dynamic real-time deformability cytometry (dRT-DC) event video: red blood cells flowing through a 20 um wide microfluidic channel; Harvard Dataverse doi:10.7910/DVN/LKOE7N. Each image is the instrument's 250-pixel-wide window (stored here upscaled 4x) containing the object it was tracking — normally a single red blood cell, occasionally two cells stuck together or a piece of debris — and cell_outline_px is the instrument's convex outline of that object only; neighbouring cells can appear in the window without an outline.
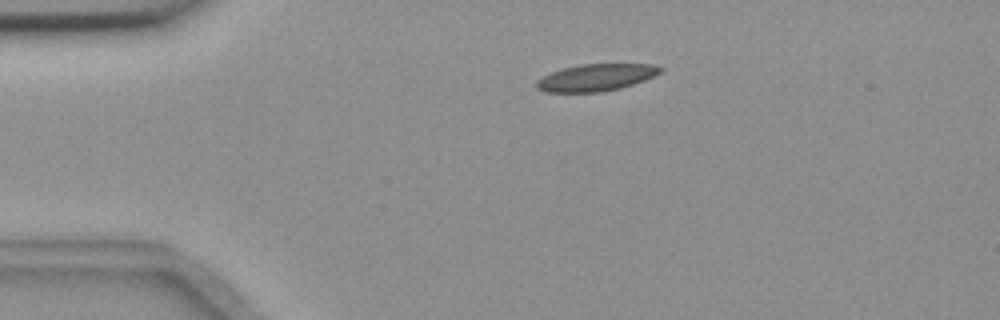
{"species": "common noctule bat (a hibernating species)", "species_latin": "Nyctalus noctula", "temperature_condition": "room temperature", "stored_images_in_passage": 46, "camera_frame_rate_fps": 3000, "um_per_image_px": 0.085, "animal": {"sex": "female", "body_mass_g": 18.4}, "frame": {"image": 1, "passage_image": 2, "time_ms": 0.333, "image_size_px": [1000, 320], "cell_outline_px": [[664, 68], [660, 72], [644, 80], [620, 88], [600, 92], [544, 92], [536, 88], [536, 80], [552, 72], [564, 68], [580, 64], [652, 64]], "centroid_in_image_um": [50.63, 6.59], "position_along_channel_um": 34.4, "area_um2": 19.31}}
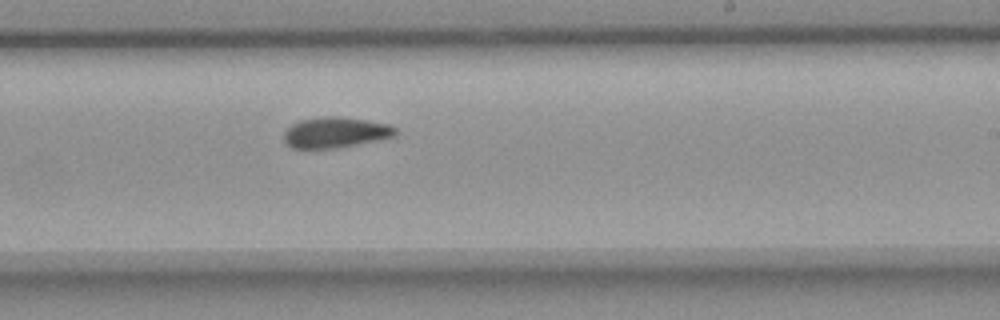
{"frame": {"image": 2, "passage_image": 24, "time_ms": 7.667, "image_size_px": [1000, 320], "cell_outline_px": [[396, 132], [392, 136], [380, 140], [336, 148], [292, 148], [284, 140], [284, 132], [292, 124], [300, 120], [324, 116], [340, 116], [388, 124], [396, 128]], "centroid_in_image_um": [28.5, 11.25], "position_along_channel_um": 260.5, "area_um2": 19.77}}
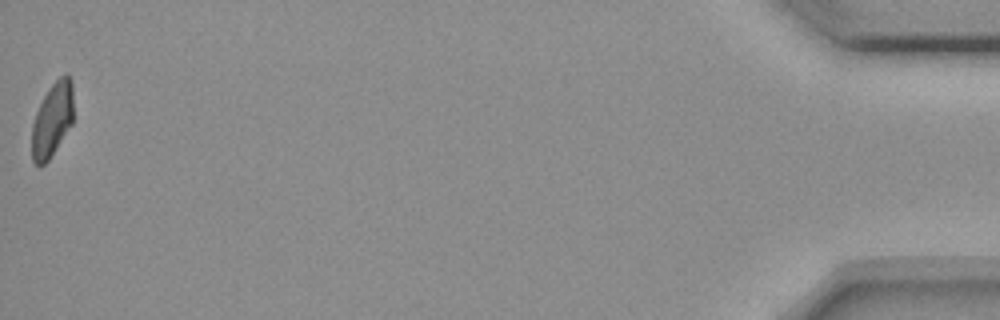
{"frame": {"image": 3, "passage_image": 46, "time_ms": 15.0, "image_size_px": [1000, 320], "cell_outline_px": [[72, 124], [48, 160], [44, 164], [36, 164], [32, 160], [32, 124], [36, 112], [48, 88], [60, 76], [68, 76], [72, 80]], "centroid_in_image_um": [4.43, 10.17], "position_along_channel_um": 430.8, "area_um2": 17.63}, "authors_computed_cell_mechanics": {"area_um2": 19.7676, "velocity_mm_per_s": 3.6476, "shape_relaxation_time_tau1_ms": 5.3519, "shape_relaxation_time_tau2_ms": 6.5095, "deformation_change_tau1": 0.1303, "deformation_change_tau2": 0.1289}}